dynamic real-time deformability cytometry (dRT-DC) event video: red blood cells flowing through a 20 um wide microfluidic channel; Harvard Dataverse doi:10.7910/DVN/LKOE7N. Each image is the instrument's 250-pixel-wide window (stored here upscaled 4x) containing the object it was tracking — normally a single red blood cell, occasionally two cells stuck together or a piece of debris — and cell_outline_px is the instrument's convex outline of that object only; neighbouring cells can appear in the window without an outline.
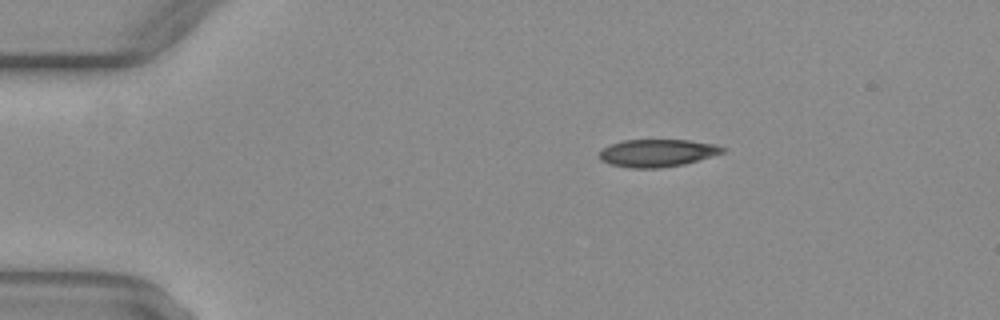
{"species": "common noctule bat (a hibernating species)", "species_latin": "Nyctalus noctula", "temperature_condition": "warm", "stored_images_in_passage": 43, "camera_frame_rate_fps": 3000, "um_per_image_px": 0.085, "animal": {"sex": "female", "body_mass_g": 29.2, "forearm_length_mm": 56.3}, "frame": {"image": 1, "passage_image": 2, "time_ms": 0.333, "image_size_px": [1000, 320], "cell_outline_px": [[728, 148], [724, 152], [684, 164], [660, 168], [632, 168], [612, 164], [600, 160], [600, 152], [604, 148], [612, 144], [624, 140], [688, 140], [716, 144]], "centroid_in_image_um": [55.91, 13.0], "position_along_channel_um": 29.1, "area_um2": 19.59}}
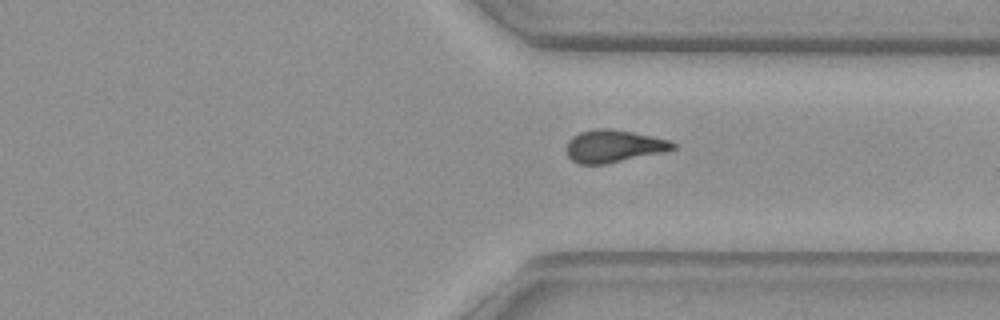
{"frame": {"image": 2, "passage_image": 31, "time_ms": 10.0, "image_size_px": [1000, 320], "cell_outline_px": [[676, 148], [664, 152], [608, 164], [580, 164], [572, 160], [568, 156], [568, 140], [572, 136], [580, 132], [596, 128], [604, 128], [632, 132], [668, 140], [676, 144]], "centroid_in_image_um": [52.16, 12.43], "position_along_channel_um": 359.2, "area_um2": 20.0}}
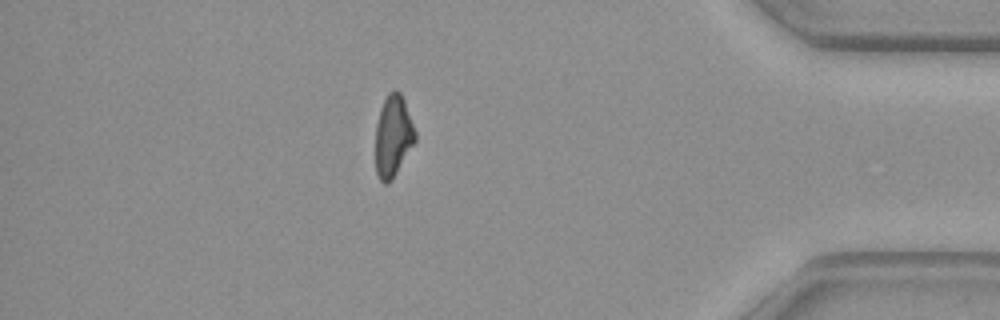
{"frame": {"image": 3, "passage_image": 37, "time_ms": 12.0, "image_size_px": [1000, 320], "cell_outline_px": [[416, 140], [392, 180], [388, 184], [384, 184], [380, 180], [376, 172], [376, 124], [380, 108], [388, 92], [392, 88], [396, 88], [400, 92], [404, 100], [416, 132]], "centroid_in_image_um": [33.41, 11.54], "position_along_channel_um": 401.8, "area_um2": 18.96}, "authors_computed_cell_mechanics": {"area_um2": 20.0566, "velocity_mm_per_s": 4.103, "shape_relaxation_time_tau1_ms": 4.7117, "shape_relaxation_time_tau2_ms": 4.7027, "deformation_change_tau1": 0.1599, "deformation_change_tau2": 0.1292}}